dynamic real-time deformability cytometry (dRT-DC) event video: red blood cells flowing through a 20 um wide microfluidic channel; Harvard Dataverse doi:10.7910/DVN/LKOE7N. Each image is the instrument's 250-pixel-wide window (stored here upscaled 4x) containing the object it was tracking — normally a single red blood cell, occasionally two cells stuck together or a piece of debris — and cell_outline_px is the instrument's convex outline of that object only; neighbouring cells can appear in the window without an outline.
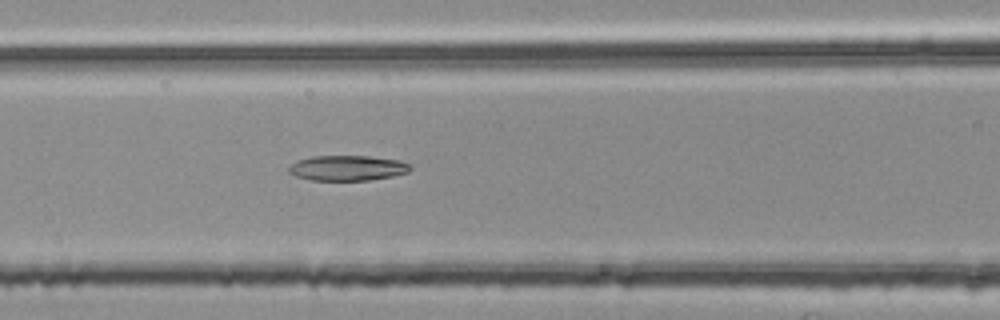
{"species": "common noctule bat (a hibernating species)", "species_latin": "Nyctalus noctula", "temperature_condition": "room temperature", "stored_images_in_passage": 48, "camera_frame_rate_fps": 3000, "um_per_image_px": 0.085, "animal": {"sex": "female", "body_mass_g": 25.1}, "frame": {"image": 1, "passage_image": 22, "time_ms": 7.0, "image_size_px": [1000, 320], "cell_outline_px": [[412, 168], [408, 172], [392, 176], [368, 180], [312, 180], [296, 176], [288, 172], [288, 168], [296, 160], [312, 156], [368, 156], [396, 160], [412, 164]], "centroid_in_image_um": [29.52, 14.28], "position_along_channel_um": 137.1, "area_um2": 17.8}}
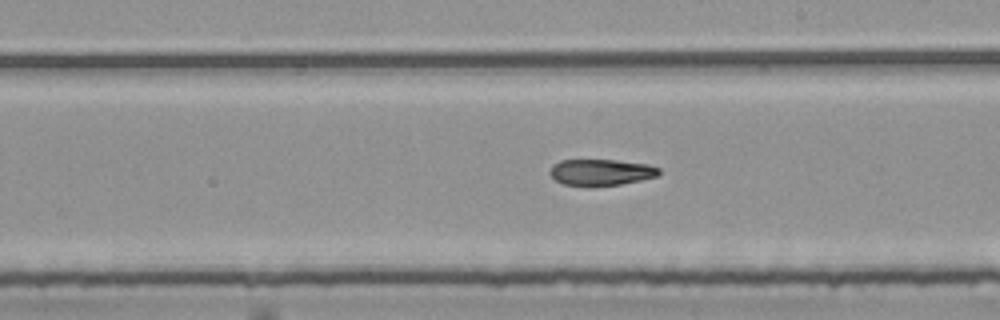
{"frame": {"image": 2, "passage_image": 30, "time_ms": 9.667, "image_size_px": [1000, 320], "cell_outline_px": [[660, 172], [656, 176], [640, 180], [620, 184], [588, 188], [564, 184], [556, 180], [548, 172], [552, 164], [560, 160], [616, 160], [648, 164], [660, 168]], "centroid_in_image_um": [51.04, 14.66], "position_along_channel_um": 238.0, "area_um2": 17.05}}
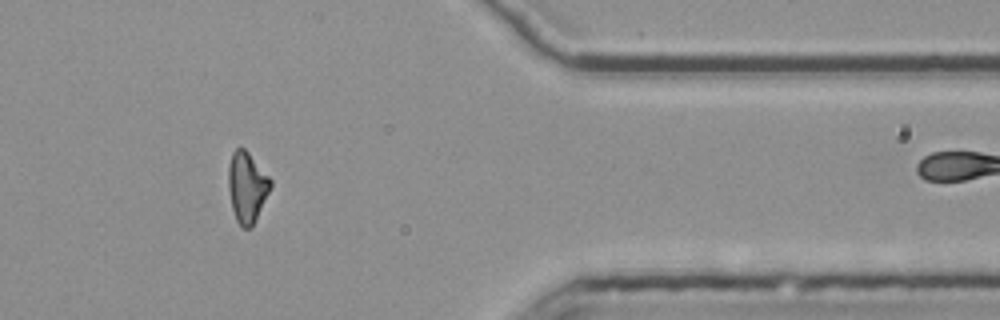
{"frame": {"image": 3, "passage_image": 44, "time_ms": 14.333, "image_size_px": [1000, 320], "cell_outline_px": [[272, 184], [256, 220], [252, 228], [240, 228], [236, 220], [232, 208], [228, 188], [228, 168], [232, 152], [240, 144], [248, 152], [272, 180]], "centroid_in_image_um": [20.98, 15.9], "position_along_channel_um": 390.4, "area_um2": 17.46}}